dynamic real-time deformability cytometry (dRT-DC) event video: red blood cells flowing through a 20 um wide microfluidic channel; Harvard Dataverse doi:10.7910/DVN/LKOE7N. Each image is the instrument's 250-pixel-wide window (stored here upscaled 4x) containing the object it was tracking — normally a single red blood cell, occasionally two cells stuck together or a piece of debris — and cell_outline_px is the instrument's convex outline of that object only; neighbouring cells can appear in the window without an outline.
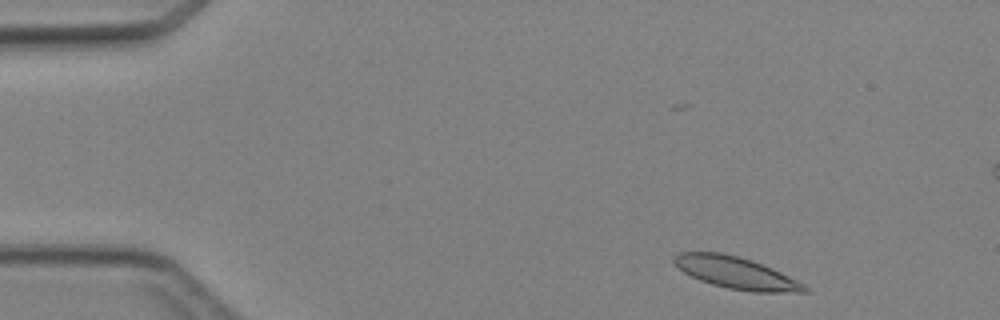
{"species": "Egyptian fruit bat (a non-hibernating species)", "species_latin": "Rousettus aegyptiacus", "temperature_condition": "cold", "stored_images_in_passage": 3, "camera_frame_rate_fps": 3000, "um_per_image_px": 0.085, "animal": {"sex": "female"}, "frame": {"image": 1, "passage_image": 1, "time_ms": 0.0, "image_size_px": [1000, 320], "cell_outline_px": [[808, 292], [752, 292], [728, 288], [712, 284], [700, 280], [684, 272], [672, 260], [680, 252], [720, 252], [752, 260], [772, 268], [804, 284], [808, 288]], "centroid_in_image_um": [62.58, 23.19], "position_along_channel_um": 22.4, "area_um2": 23.87}}